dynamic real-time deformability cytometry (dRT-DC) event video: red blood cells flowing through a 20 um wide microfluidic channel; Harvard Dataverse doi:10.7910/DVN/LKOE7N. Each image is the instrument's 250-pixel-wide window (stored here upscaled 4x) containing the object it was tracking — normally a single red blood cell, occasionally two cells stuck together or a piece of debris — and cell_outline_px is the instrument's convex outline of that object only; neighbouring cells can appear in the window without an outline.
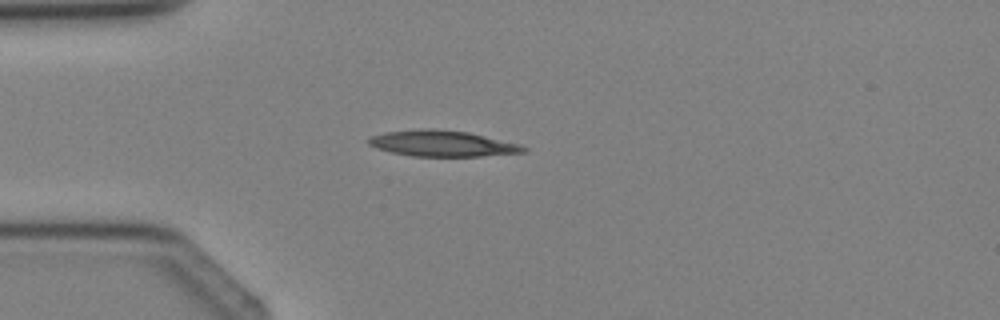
{"species": "Egyptian fruit bat (a non-hibernating species)", "species_latin": "Rousettus aegyptiacus", "temperature_condition": "cold", "stored_images_in_passage": 1, "camera_frame_rate_fps": 3000, "um_per_image_px": 0.085, "animal": {"sex": "female"}, "frame": {"image": 1, "passage_image": 1, "time_ms": 0.0, "image_size_px": [1000, 320], "cell_outline_px": [[528, 152], [480, 156], [412, 156], [392, 152], [376, 148], [368, 144], [364, 140], [368, 136], [384, 132], [420, 128], [432, 128], [468, 132], [520, 144], [528, 148]], "centroid_in_image_um": [37.55, 12.18], "position_along_channel_um": 47.5, "area_um2": 23.7}}